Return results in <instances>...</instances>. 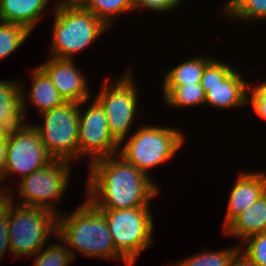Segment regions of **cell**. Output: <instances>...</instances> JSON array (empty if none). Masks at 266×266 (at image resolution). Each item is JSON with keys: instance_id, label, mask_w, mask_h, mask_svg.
Segmentation results:
<instances>
[{"instance_id": "cell-1", "label": "cell", "mask_w": 266, "mask_h": 266, "mask_svg": "<svg viewBox=\"0 0 266 266\" xmlns=\"http://www.w3.org/2000/svg\"><path fill=\"white\" fill-rule=\"evenodd\" d=\"M85 197L99 210L151 206L161 188L119 154L88 164Z\"/></svg>"}, {"instance_id": "cell-2", "label": "cell", "mask_w": 266, "mask_h": 266, "mask_svg": "<svg viewBox=\"0 0 266 266\" xmlns=\"http://www.w3.org/2000/svg\"><path fill=\"white\" fill-rule=\"evenodd\" d=\"M57 237L67 246L76 260V252L86 257L123 261L131 266L115 249L104 214L87 198L72 213L57 216Z\"/></svg>"}, {"instance_id": "cell-3", "label": "cell", "mask_w": 266, "mask_h": 266, "mask_svg": "<svg viewBox=\"0 0 266 266\" xmlns=\"http://www.w3.org/2000/svg\"><path fill=\"white\" fill-rule=\"evenodd\" d=\"M52 6L54 10L49 57L75 59L109 29L78 2H55Z\"/></svg>"}, {"instance_id": "cell-4", "label": "cell", "mask_w": 266, "mask_h": 266, "mask_svg": "<svg viewBox=\"0 0 266 266\" xmlns=\"http://www.w3.org/2000/svg\"><path fill=\"white\" fill-rule=\"evenodd\" d=\"M132 133L119 144L118 154L153 181L150 170L176 156L186 139L181 129L157 124L140 126Z\"/></svg>"}, {"instance_id": "cell-5", "label": "cell", "mask_w": 266, "mask_h": 266, "mask_svg": "<svg viewBox=\"0 0 266 266\" xmlns=\"http://www.w3.org/2000/svg\"><path fill=\"white\" fill-rule=\"evenodd\" d=\"M132 65L133 63H129L128 70L125 69L124 74H120L112 82L107 77L100 91L93 97L103 107L110 134L119 144L134 131L132 128L136 117L141 113L138 107L140 87L136 86L138 82H135Z\"/></svg>"}, {"instance_id": "cell-6", "label": "cell", "mask_w": 266, "mask_h": 266, "mask_svg": "<svg viewBox=\"0 0 266 266\" xmlns=\"http://www.w3.org/2000/svg\"><path fill=\"white\" fill-rule=\"evenodd\" d=\"M9 243L11 255L31 259L57 237V215L52 211L13 203L9 199Z\"/></svg>"}, {"instance_id": "cell-7", "label": "cell", "mask_w": 266, "mask_h": 266, "mask_svg": "<svg viewBox=\"0 0 266 266\" xmlns=\"http://www.w3.org/2000/svg\"><path fill=\"white\" fill-rule=\"evenodd\" d=\"M73 166L70 161L54 159L45 167L17 181V202L14 189L7 192V197L18 205L47 209L58 216L61 211L57 204L67 191Z\"/></svg>"}, {"instance_id": "cell-8", "label": "cell", "mask_w": 266, "mask_h": 266, "mask_svg": "<svg viewBox=\"0 0 266 266\" xmlns=\"http://www.w3.org/2000/svg\"><path fill=\"white\" fill-rule=\"evenodd\" d=\"M150 206L130 209L100 210L107 222L116 251L131 265L142 251L151 247L154 218Z\"/></svg>"}, {"instance_id": "cell-9", "label": "cell", "mask_w": 266, "mask_h": 266, "mask_svg": "<svg viewBox=\"0 0 266 266\" xmlns=\"http://www.w3.org/2000/svg\"><path fill=\"white\" fill-rule=\"evenodd\" d=\"M42 124H33L47 152L58 160H78L79 104L65 102L62 106L41 113Z\"/></svg>"}, {"instance_id": "cell-10", "label": "cell", "mask_w": 266, "mask_h": 266, "mask_svg": "<svg viewBox=\"0 0 266 266\" xmlns=\"http://www.w3.org/2000/svg\"><path fill=\"white\" fill-rule=\"evenodd\" d=\"M225 62L214 57L205 66L201 78L205 105L220 110L247 107L250 82L242 77L240 70Z\"/></svg>"}, {"instance_id": "cell-11", "label": "cell", "mask_w": 266, "mask_h": 266, "mask_svg": "<svg viewBox=\"0 0 266 266\" xmlns=\"http://www.w3.org/2000/svg\"><path fill=\"white\" fill-rule=\"evenodd\" d=\"M54 158L47 152L40 138L38 130L29 124L20 134L6 141V162L0 175L2 188L7 193L11 187L5 185L7 179L18 174V178H25L35 170L51 163Z\"/></svg>"}, {"instance_id": "cell-12", "label": "cell", "mask_w": 266, "mask_h": 266, "mask_svg": "<svg viewBox=\"0 0 266 266\" xmlns=\"http://www.w3.org/2000/svg\"><path fill=\"white\" fill-rule=\"evenodd\" d=\"M91 99L79 103L78 161L86 157L88 164L119 152V143L110 134L103 107L95 98ZM86 103L89 106L85 110L82 106Z\"/></svg>"}, {"instance_id": "cell-13", "label": "cell", "mask_w": 266, "mask_h": 266, "mask_svg": "<svg viewBox=\"0 0 266 266\" xmlns=\"http://www.w3.org/2000/svg\"><path fill=\"white\" fill-rule=\"evenodd\" d=\"M75 59L48 57L38 66L47 74L66 102L81 103L91 97L87 76L76 66Z\"/></svg>"}, {"instance_id": "cell-14", "label": "cell", "mask_w": 266, "mask_h": 266, "mask_svg": "<svg viewBox=\"0 0 266 266\" xmlns=\"http://www.w3.org/2000/svg\"><path fill=\"white\" fill-rule=\"evenodd\" d=\"M228 194L223 230L247 207L266 193V171L239 172Z\"/></svg>"}, {"instance_id": "cell-15", "label": "cell", "mask_w": 266, "mask_h": 266, "mask_svg": "<svg viewBox=\"0 0 266 266\" xmlns=\"http://www.w3.org/2000/svg\"><path fill=\"white\" fill-rule=\"evenodd\" d=\"M31 80L32 84L29 92L25 84L20 83L21 87V100L22 107L28 115V109L30 104L37 109L39 114L62 106L66 101L57 91L47 74L39 67L35 66L31 68Z\"/></svg>"}, {"instance_id": "cell-16", "label": "cell", "mask_w": 266, "mask_h": 266, "mask_svg": "<svg viewBox=\"0 0 266 266\" xmlns=\"http://www.w3.org/2000/svg\"><path fill=\"white\" fill-rule=\"evenodd\" d=\"M50 2L52 1L0 0V21L21 25L32 33L41 23Z\"/></svg>"}, {"instance_id": "cell-17", "label": "cell", "mask_w": 266, "mask_h": 266, "mask_svg": "<svg viewBox=\"0 0 266 266\" xmlns=\"http://www.w3.org/2000/svg\"><path fill=\"white\" fill-rule=\"evenodd\" d=\"M224 235L240 242L266 232V193L241 212L224 230Z\"/></svg>"}, {"instance_id": "cell-18", "label": "cell", "mask_w": 266, "mask_h": 266, "mask_svg": "<svg viewBox=\"0 0 266 266\" xmlns=\"http://www.w3.org/2000/svg\"><path fill=\"white\" fill-rule=\"evenodd\" d=\"M214 57L200 54L182 62L175 67L165 69L161 72L164 79L162 85H190L193 83H201V78L205 70V66Z\"/></svg>"}, {"instance_id": "cell-19", "label": "cell", "mask_w": 266, "mask_h": 266, "mask_svg": "<svg viewBox=\"0 0 266 266\" xmlns=\"http://www.w3.org/2000/svg\"><path fill=\"white\" fill-rule=\"evenodd\" d=\"M163 93L162 100L169 108L199 107L205 105V93L201 83L190 85H159Z\"/></svg>"}, {"instance_id": "cell-20", "label": "cell", "mask_w": 266, "mask_h": 266, "mask_svg": "<svg viewBox=\"0 0 266 266\" xmlns=\"http://www.w3.org/2000/svg\"><path fill=\"white\" fill-rule=\"evenodd\" d=\"M218 10L221 17L232 18L234 21H242V23H253L266 21V0H227Z\"/></svg>"}, {"instance_id": "cell-21", "label": "cell", "mask_w": 266, "mask_h": 266, "mask_svg": "<svg viewBox=\"0 0 266 266\" xmlns=\"http://www.w3.org/2000/svg\"><path fill=\"white\" fill-rule=\"evenodd\" d=\"M77 2L100 19L109 29L117 16L135 11L133 0H78Z\"/></svg>"}, {"instance_id": "cell-22", "label": "cell", "mask_w": 266, "mask_h": 266, "mask_svg": "<svg viewBox=\"0 0 266 266\" xmlns=\"http://www.w3.org/2000/svg\"><path fill=\"white\" fill-rule=\"evenodd\" d=\"M239 245H232L224 249L208 250L205 249L200 253L193 254L185 259L176 260L170 266H228L234 252Z\"/></svg>"}, {"instance_id": "cell-23", "label": "cell", "mask_w": 266, "mask_h": 266, "mask_svg": "<svg viewBox=\"0 0 266 266\" xmlns=\"http://www.w3.org/2000/svg\"><path fill=\"white\" fill-rule=\"evenodd\" d=\"M31 34L21 25L0 21V60L15 53Z\"/></svg>"}, {"instance_id": "cell-24", "label": "cell", "mask_w": 266, "mask_h": 266, "mask_svg": "<svg viewBox=\"0 0 266 266\" xmlns=\"http://www.w3.org/2000/svg\"><path fill=\"white\" fill-rule=\"evenodd\" d=\"M20 83L16 79L0 80V122L10 121L22 106Z\"/></svg>"}, {"instance_id": "cell-25", "label": "cell", "mask_w": 266, "mask_h": 266, "mask_svg": "<svg viewBox=\"0 0 266 266\" xmlns=\"http://www.w3.org/2000/svg\"><path fill=\"white\" fill-rule=\"evenodd\" d=\"M59 242H52L34 255V266H71L74 259L67 246L56 237ZM45 248V249H44Z\"/></svg>"}, {"instance_id": "cell-26", "label": "cell", "mask_w": 266, "mask_h": 266, "mask_svg": "<svg viewBox=\"0 0 266 266\" xmlns=\"http://www.w3.org/2000/svg\"><path fill=\"white\" fill-rule=\"evenodd\" d=\"M238 245L258 266H266V232L247 237Z\"/></svg>"}, {"instance_id": "cell-27", "label": "cell", "mask_w": 266, "mask_h": 266, "mask_svg": "<svg viewBox=\"0 0 266 266\" xmlns=\"http://www.w3.org/2000/svg\"><path fill=\"white\" fill-rule=\"evenodd\" d=\"M28 115L21 106L12 116L10 121L0 122V137L4 140L13 139L20 134L30 122Z\"/></svg>"}, {"instance_id": "cell-28", "label": "cell", "mask_w": 266, "mask_h": 266, "mask_svg": "<svg viewBox=\"0 0 266 266\" xmlns=\"http://www.w3.org/2000/svg\"><path fill=\"white\" fill-rule=\"evenodd\" d=\"M247 103H250L253 113L266 122V81L258 84L249 83Z\"/></svg>"}, {"instance_id": "cell-29", "label": "cell", "mask_w": 266, "mask_h": 266, "mask_svg": "<svg viewBox=\"0 0 266 266\" xmlns=\"http://www.w3.org/2000/svg\"><path fill=\"white\" fill-rule=\"evenodd\" d=\"M9 198L6 197L0 202V261L5 257L7 251L11 255L9 235ZM2 259V260H1Z\"/></svg>"}, {"instance_id": "cell-30", "label": "cell", "mask_w": 266, "mask_h": 266, "mask_svg": "<svg viewBox=\"0 0 266 266\" xmlns=\"http://www.w3.org/2000/svg\"><path fill=\"white\" fill-rule=\"evenodd\" d=\"M133 6L135 12L138 11L139 13H144L146 10L155 13L159 12V14L174 11L166 0H133Z\"/></svg>"}, {"instance_id": "cell-31", "label": "cell", "mask_w": 266, "mask_h": 266, "mask_svg": "<svg viewBox=\"0 0 266 266\" xmlns=\"http://www.w3.org/2000/svg\"><path fill=\"white\" fill-rule=\"evenodd\" d=\"M228 266H258L244 251L238 248Z\"/></svg>"}, {"instance_id": "cell-32", "label": "cell", "mask_w": 266, "mask_h": 266, "mask_svg": "<svg viewBox=\"0 0 266 266\" xmlns=\"http://www.w3.org/2000/svg\"><path fill=\"white\" fill-rule=\"evenodd\" d=\"M6 162V141L0 137V175L3 173Z\"/></svg>"}, {"instance_id": "cell-33", "label": "cell", "mask_w": 266, "mask_h": 266, "mask_svg": "<svg viewBox=\"0 0 266 266\" xmlns=\"http://www.w3.org/2000/svg\"><path fill=\"white\" fill-rule=\"evenodd\" d=\"M185 2L186 0H166V2L175 10L178 9L182 2Z\"/></svg>"}, {"instance_id": "cell-34", "label": "cell", "mask_w": 266, "mask_h": 266, "mask_svg": "<svg viewBox=\"0 0 266 266\" xmlns=\"http://www.w3.org/2000/svg\"><path fill=\"white\" fill-rule=\"evenodd\" d=\"M0 202L3 201L7 197V193L5 190L2 188L1 182H0Z\"/></svg>"}, {"instance_id": "cell-35", "label": "cell", "mask_w": 266, "mask_h": 266, "mask_svg": "<svg viewBox=\"0 0 266 266\" xmlns=\"http://www.w3.org/2000/svg\"><path fill=\"white\" fill-rule=\"evenodd\" d=\"M78 0H56L55 2H77Z\"/></svg>"}]
</instances>
